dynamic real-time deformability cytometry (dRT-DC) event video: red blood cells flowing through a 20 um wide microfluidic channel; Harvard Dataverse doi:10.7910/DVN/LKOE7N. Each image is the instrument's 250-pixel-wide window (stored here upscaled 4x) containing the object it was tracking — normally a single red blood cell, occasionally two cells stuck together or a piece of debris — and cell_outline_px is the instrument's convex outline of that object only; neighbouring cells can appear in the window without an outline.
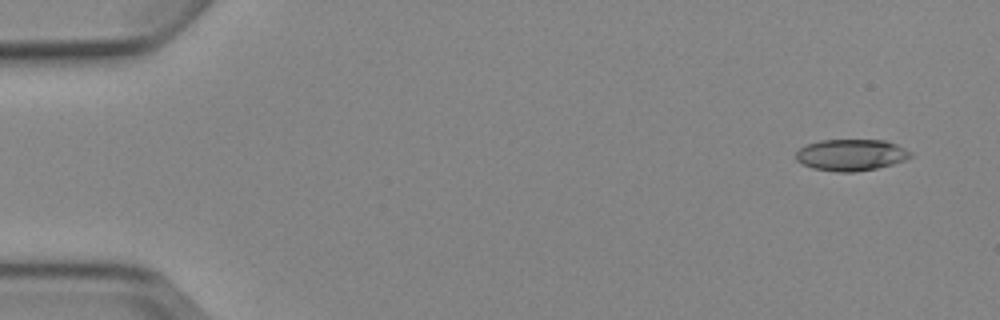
{"species": "Egyptian fruit bat (a non-hibernating species)", "species_latin": "Rousettus aegyptiacus", "temperature_condition": "cold", "stored_images_in_passage": 6, "camera_frame_rate_fps": 3000, "um_per_image_px": 0.085, "animal": {"sex": "female"}, "frame": {"image": 1, "passage_image": 2, "time_ms": 1.0, "image_size_px": [1000, 320], "cell_outline_px": [[912, 156], [904, 160], [892, 164], [876, 168], [856, 172], [836, 172], [812, 168], [796, 160], [796, 152], [800, 148], [808, 144], [820, 140], [884, 140], [896, 144], [912, 152]], "centroid_in_image_um": [72.34, 13.17], "position_along_channel_um": 12.7, "area_um2": 20.98}}